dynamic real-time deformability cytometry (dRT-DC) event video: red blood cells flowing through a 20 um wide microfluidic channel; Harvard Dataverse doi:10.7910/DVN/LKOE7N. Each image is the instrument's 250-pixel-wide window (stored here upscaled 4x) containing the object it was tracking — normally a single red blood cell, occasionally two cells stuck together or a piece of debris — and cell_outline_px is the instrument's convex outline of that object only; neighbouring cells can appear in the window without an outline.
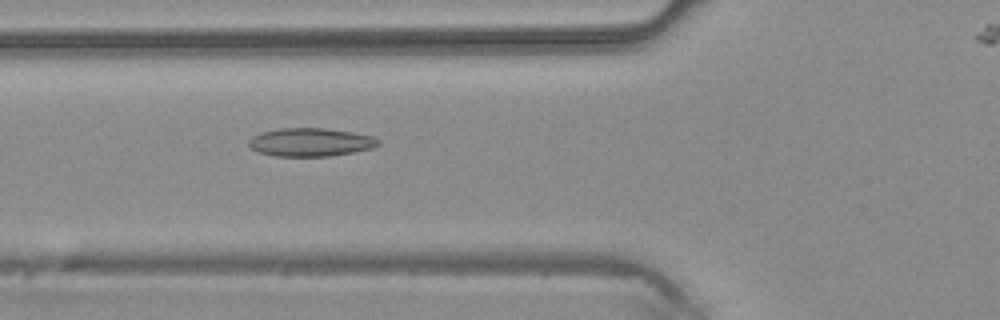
{"species": "common noctule bat (a hibernating species)", "species_latin": "Nyctalus noctula", "temperature_condition": "warm", "stored_images_in_passage": 33, "camera_frame_rate_fps": 3000, "um_per_image_px": 0.085, "animal": {"sex": "male", "body_mass_g": 20.4}, "frame": {"image": 1, "passage_image": 9, "time_ms": 2.667, "image_size_px": [1000, 320], "cell_outline_px": [[380, 144], [372, 148], [332, 156], [276, 156], [256, 152], [248, 144], [248, 140], [252, 136], [260, 132], [280, 128], [324, 128], [352, 132], [372, 136], [380, 140]], "centroid_in_image_um": [26.37, 12.08], "position_along_channel_um": 99.4, "area_um2": 21.44}}
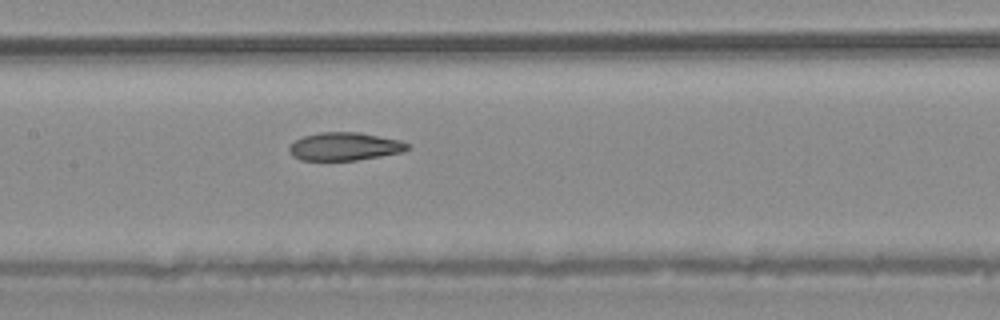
{"frame": {"image": 2, "passage_image": 14, "time_ms": 4.333, "image_size_px": [1000, 320], "cell_outline_px": [[412, 148], [404, 152], [356, 160], [300, 160], [292, 156], [288, 152], [288, 148], [296, 140], [304, 136], [320, 132], [360, 132], [400, 140], [412, 144]], "centroid_in_image_um": [29.34, 12.45], "position_along_channel_um": 178.1, "area_um2": 19.54}}
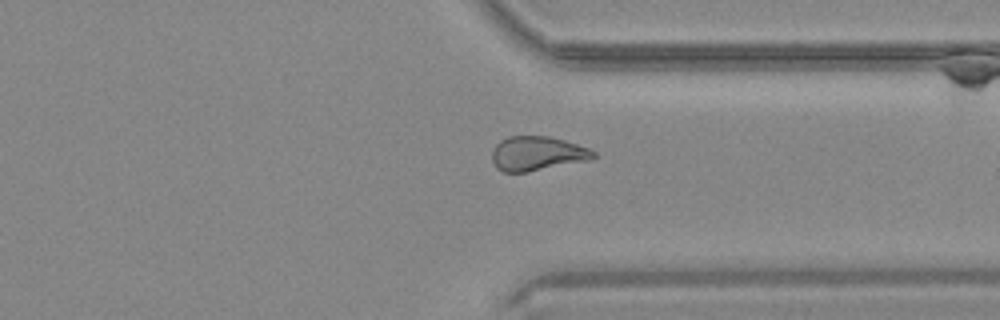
{"frame": {"image": 3, "passage_image": 26, "time_ms": 8.333, "image_size_px": [1000, 320], "cell_outline_px": [[596, 156], [592, 160], [528, 172], [504, 172], [496, 168], [492, 160], [492, 152], [496, 144], [500, 140], [508, 136], [548, 136], [564, 140], [588, 148], [596, 152]], "centroid_in_image_um": [45.67, 13.06], "position_along_channel_um": 365.7, "area_um2": 20.46}}